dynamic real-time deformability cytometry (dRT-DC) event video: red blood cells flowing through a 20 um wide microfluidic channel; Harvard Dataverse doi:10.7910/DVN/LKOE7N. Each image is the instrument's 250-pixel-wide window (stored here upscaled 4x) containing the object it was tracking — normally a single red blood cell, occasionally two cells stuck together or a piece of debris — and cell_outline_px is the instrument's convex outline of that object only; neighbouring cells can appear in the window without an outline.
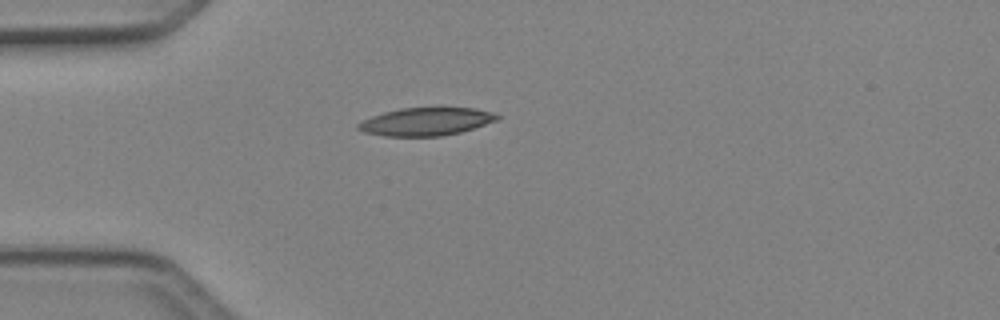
{"species": "Egyptian fruit bat (a non-hibernating species)", "species_latin": "Rousettus aegyptiacus", "temperature_condition": "cold", "stored_images_in_passage": 32, "camera_frame_rate_fps": 3000, "um_per_image_px": 0.085, "animal": {"sex": "female"}, "frame": {"image": 1, "passage_image": 1, "time_ms": 0.0, "image_size_px": [1000, 320], "cell_outline_px": [[500, 116], [496, 120], [460, 132], [440, 136], [384, 136], [364, 132], [356, 128], [356, 124], [372, 116], [384, 112], [400, 108], [476, 108], [492, 112]], "centroid_in_image_um": [36.17, 10.33], "position_along_channel_um": 48.8, "area_um2": 22.37}}
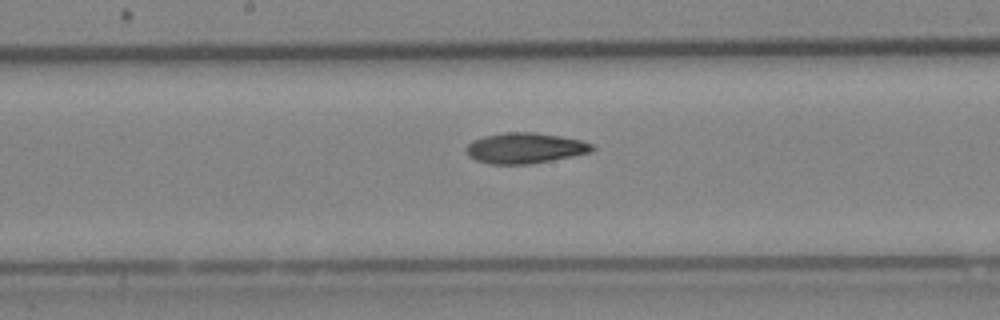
{"frame": {"image": 2, "passage_image": 13, "time_ms": 4.0, "image_size_px": [1000, 320], "cell_outline_px": [[596, 148], [592, 152], [532, 164], [488, 164], [476, 160], [468, 156], [464, 148], [472, 140], [484, 136], [504, 132], [536, 132], [560, 136], [580, 140], [592, 144]], "centroid_in_image_um": [44.6, 12.59], "position_along_channel_um": 203.6, "area_um2": 22.66}}
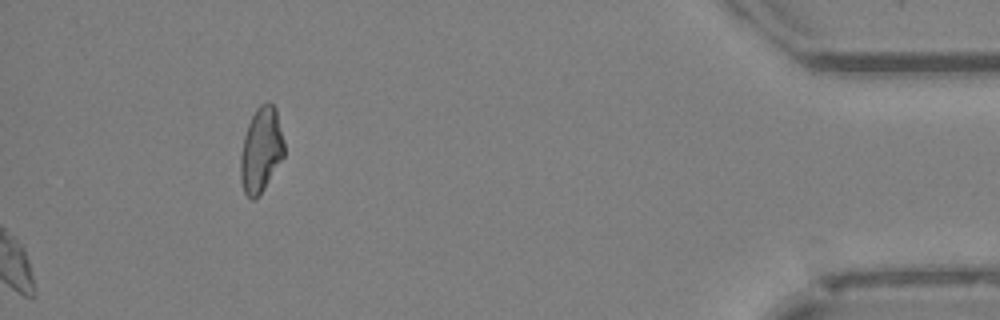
{"frame": {"image": 3, "passage_image": 32, "time_ms": 10.333, "image_size_px": [1000, 320], "cell_outline_px": [[284, 156], [264, 188], [252, 200], [244, 192], [240, 180], [240, 156], [244, 136], [248, 124], [256, 108], [260, 104], [268, 100], [276, 108], [284, 140]], "centroid_in_image_um": [22.19, 12.7], "position_along_channel_um": 413.0, "area_um2": 21.56}}